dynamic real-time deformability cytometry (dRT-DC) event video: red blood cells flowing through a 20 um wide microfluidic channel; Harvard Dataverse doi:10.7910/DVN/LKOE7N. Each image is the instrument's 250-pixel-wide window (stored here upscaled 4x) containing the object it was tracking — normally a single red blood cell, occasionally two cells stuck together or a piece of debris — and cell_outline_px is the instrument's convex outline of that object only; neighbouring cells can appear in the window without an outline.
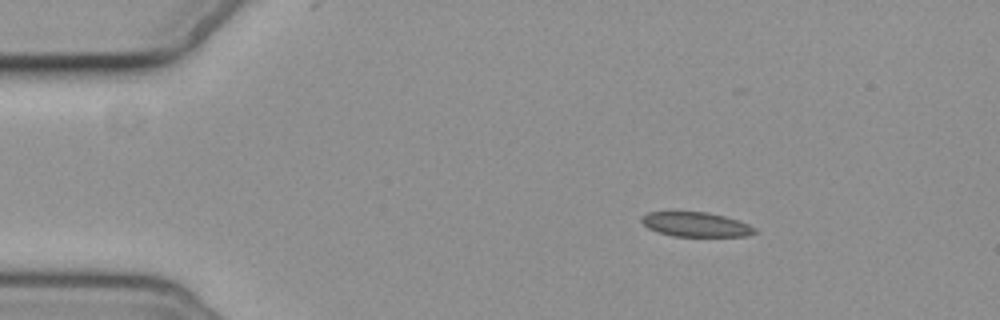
{"species": "common noctule bat (a hibernating species)", "species_latin": "Nyctalus noctula", "temperature_condition": "cold", "stored_images_in_passage": 4, "camera_frame_rate_fps": 3000, "um_per_image_px": 0.085, "animal": {"sex": "female", "body_mass_g": 19.3, "forearm_length_mm": 54.1}, "frame": {"image": 1, "passage_image": 1, "time_ms": 0.0, "image_size_px": [1000, 320], "cell_outline_px": [[760, 232], [748, 236], [672, 236], [656, 232], [648, 228], [640, 220], [640, 216], [648, 212], [708, 212], [724, 216], [748, 224], [756, 228]], "centroid_in_image_um": [59.15, 19.08], "position_along_channel_um": 25.9, "area_um2": 16.3}}
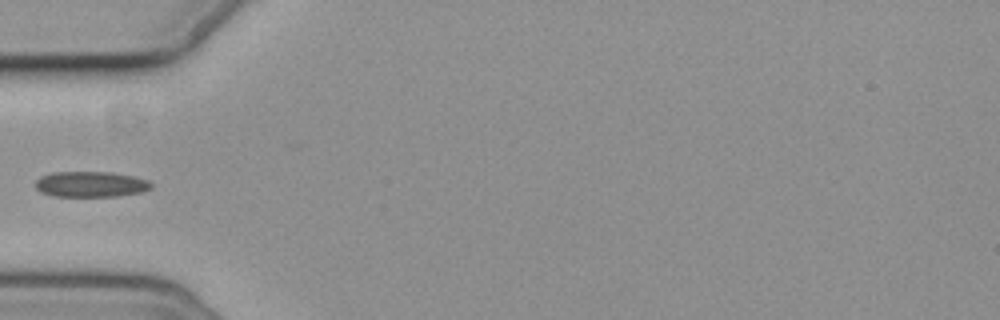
{"frame": {"image": 2, "passage_image": 4, "time_ms": 3.333, "image_size_px": [1000, 320], "cell_outline_px": [[152, 188], [140, 192], [116, 196], [52, 196], [40, 192], [36, 188], [36, 180], [40, 176], [52, 172], [112, 172], [136, 176], [148, 180], [152, 184]], "centroid_in_image_um": [7.71, 15.65], "position_along_channel_um": 77.3, "area_um2": 17.4}}